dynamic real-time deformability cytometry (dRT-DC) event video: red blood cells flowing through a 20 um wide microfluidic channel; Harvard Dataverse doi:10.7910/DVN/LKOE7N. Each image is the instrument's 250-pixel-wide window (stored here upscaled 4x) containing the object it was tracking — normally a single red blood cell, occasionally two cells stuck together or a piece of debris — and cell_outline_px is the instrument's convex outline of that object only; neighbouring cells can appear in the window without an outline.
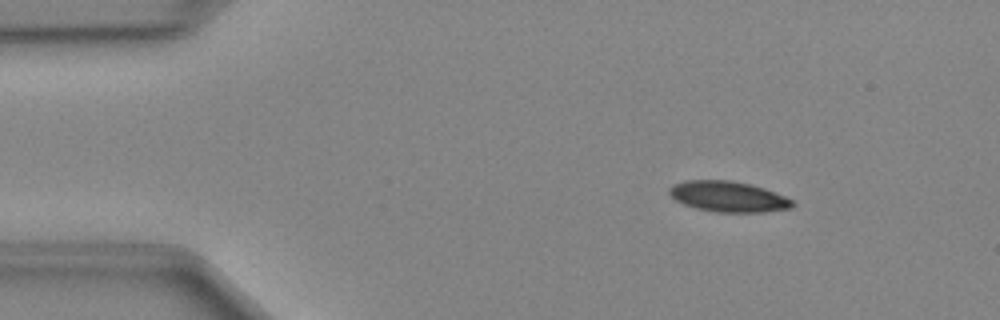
{"species": "Egyptian fruit bat (a non-hibernating species)", "species_latin": "Rousettus aegyptiacus", "temperature_condition": "cold", "stored_images_in_passage": 48, "camera_frame_rate_fps": 3000, "um_per_image_px": 0.085, "animal": {"sex": "female"}, "frame": {"image": 1, "passage_image": 7, "time_ms": 2.0, "image_size_px": [1000, 320], "cell_outline_px": [[796, 204], [792, 208], [764, 212], [716, 212], [696, 208], [684, 204], [676, 200], [668, 192], [668, 188], [684, 180], [732, 180], [764, 188], [784, 196], [792, 200]], "centroid_in_image_um": [61.91, 16.71], "position_along_channel_um": 23.1, "area_um2": 21.91}}
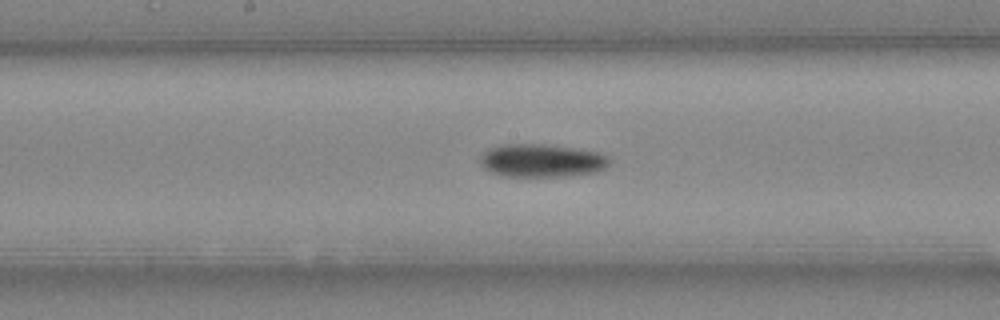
{"frame": {"image": 2, "passage_image": 25, "time_ms": 8.0, "image_size_px": [1000, 320], "cell_outline_px": [[612, 160], [604, 168], [596, 172], [564, 176], [504, 176], [492, 172], [484, 168], [480, 164], [480, 156], [488, 148], [500, 144], [544, 144], [600, 152], [608, 156]], "centroid_in_image_um": [46.03, 13.64], "position_along_channel_um": 202.2, "area_um2": 24.97}}
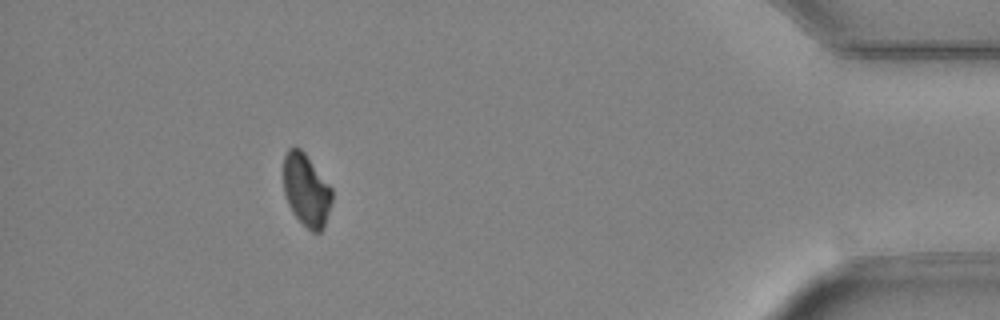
{"frame": {"image": 3, "passage_image": 44, "time_ms": 14.333, "image_size_px": [1000, 320], "cell_outline_px": [[332, 200], [324, 228], [320, 232], [312, 232], [296, 216], [288, 204], [284, 192], [284, 156], [288, 148], [300, 148], [304, 152], [332, 188]], "centroid_in_image_um": [26.04, 16.16], "position_along_channel_um": 409.2, "area_um2": 20.23}}